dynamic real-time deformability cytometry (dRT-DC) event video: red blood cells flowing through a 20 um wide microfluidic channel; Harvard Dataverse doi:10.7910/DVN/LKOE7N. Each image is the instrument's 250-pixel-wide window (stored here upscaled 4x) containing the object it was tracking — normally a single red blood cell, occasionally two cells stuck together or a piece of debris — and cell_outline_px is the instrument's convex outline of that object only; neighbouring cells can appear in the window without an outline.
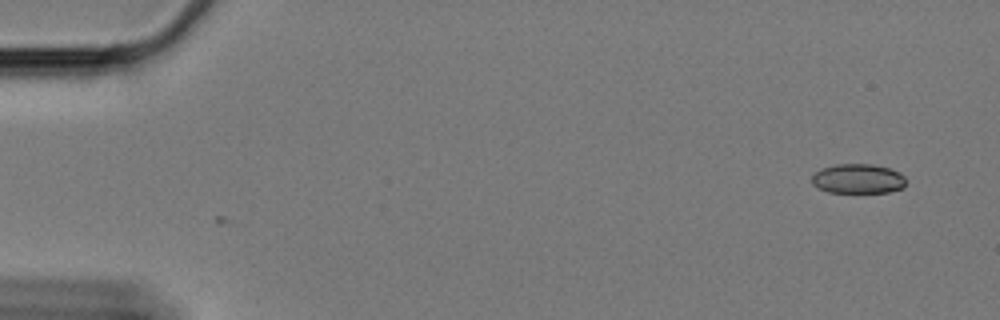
{"species": "Egyptian fruit bat (a non-hibernating species)", "species_latin": "Rousettus aegyptiacus", "temperature_condition": "cold", "stored_images_in_passage": 6, "camera_frame_rate_fps": 3000, "um_per_image_px": 0.085, "animal": {"sex": "female"}, "frame": {"image": 1, "passage_image": 6, "time_ms": 1.667, "image_size_px": [1000, 320], "cell_outline_px": [[908, 180], [904, 188], [888, 192], [828, 192], [812, 184], [812, 176], [816, 172], [824, 168], [836, 164], [872, 164], [888, 168], [900, 172]], "centroid_in_image_um": [72.99, 15.19], "position_along_channel_um": 12.0, "area_um2": 16.24}}